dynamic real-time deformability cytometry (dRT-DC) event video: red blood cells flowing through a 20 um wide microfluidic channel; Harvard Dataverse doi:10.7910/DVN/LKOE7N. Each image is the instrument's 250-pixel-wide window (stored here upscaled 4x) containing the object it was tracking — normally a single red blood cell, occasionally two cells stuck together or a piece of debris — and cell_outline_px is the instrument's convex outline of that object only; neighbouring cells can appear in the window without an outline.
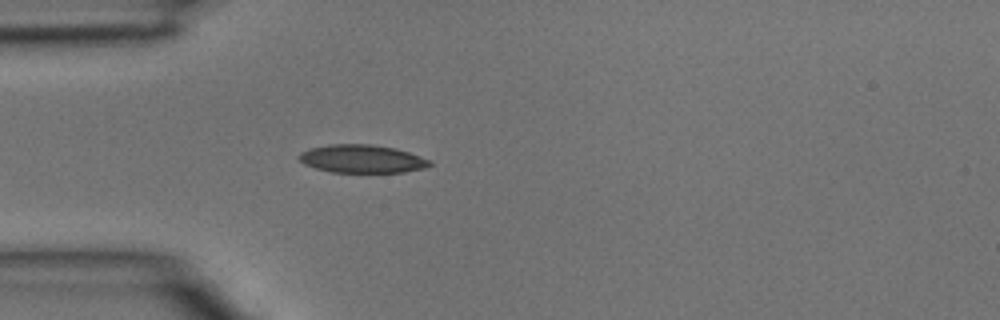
{"species": "common noctule bat (a hibernating species)", "species_latin": "Nyctalus noctula", "temperature_condition": "room temperature", "stored_images_in_passage": 4, "camera_frame_rate_fps": 3000, "um_per_image_px": 0.085, "animal": {"sex": "male", "body_mass_g": 15.6}, "frame": {"image": 1, "passage_image": 4, "time_ms": 1.0, "image_size_px": [1000, 320], "cell_outline_px": [[432, 164], [424, 168], [404, 172], [332, 172], [316, 168], [304, 164], [296, 156], [300, 152], [308, 148], [328, 144], [368, 144], [396, 148], [420, 156], [428, 160]], "centroid_in_image_um": [30.72, 13.49], "position_along_channel_um": 54.3, "area_um2": 21.39}}